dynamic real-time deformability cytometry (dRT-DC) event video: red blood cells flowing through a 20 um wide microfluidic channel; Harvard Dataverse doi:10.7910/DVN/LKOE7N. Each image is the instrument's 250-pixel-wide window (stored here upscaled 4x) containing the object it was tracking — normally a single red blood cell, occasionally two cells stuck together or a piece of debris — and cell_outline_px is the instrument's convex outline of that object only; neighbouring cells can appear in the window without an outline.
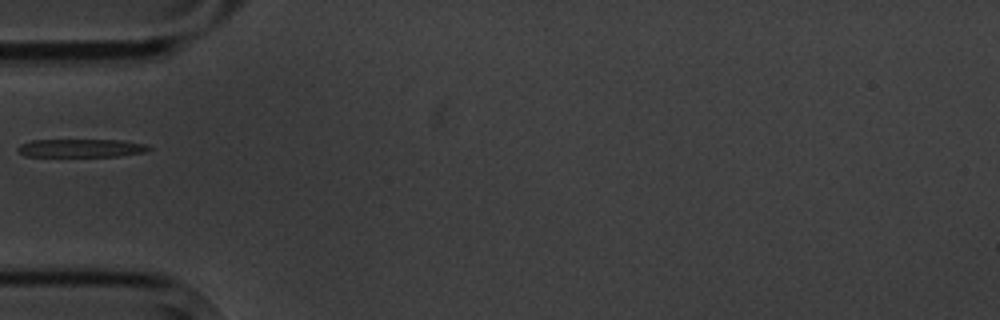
{"species": "common noctule bat (a hibernating species)", "species_latin": "Nyctalus noctula", "temperature_condition": "cold", "stored_images_in_passage": 1, "camera_frame_rate_fps": 3000, "um_per_image_px": 0.085, "animal": {"sex": "male", "body_mass_g": 20.1, "forearm_length_mm": 53.5}, "frame": {"image": 1, "passage_image": 1, "time_ms": 0.0, "image_size_px": [1000, 320], "cell_outline_px": [[152, 148], [148, 152], [120, 156], [24, 156], [16, 148], [20, 144], [32, 140], [124, 140], [144, 144]], "centroid_in_image_um": [6.93, 12.59], "position_along_channel_um": 78.1, "area_um2": 13.93}}